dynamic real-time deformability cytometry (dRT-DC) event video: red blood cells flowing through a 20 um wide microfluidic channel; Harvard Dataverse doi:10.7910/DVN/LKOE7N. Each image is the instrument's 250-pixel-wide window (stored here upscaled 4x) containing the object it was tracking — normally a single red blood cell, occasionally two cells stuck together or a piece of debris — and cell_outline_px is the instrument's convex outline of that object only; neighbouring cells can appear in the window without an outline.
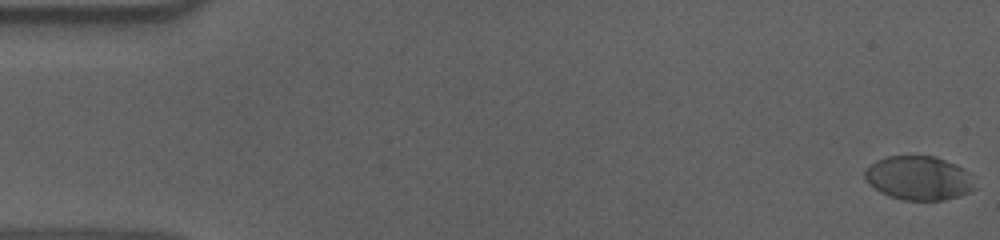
{"species": "human", "species_latin": "Homo sapiens", "temperature_condition": "cold", "stored_images_in_passage": 57, "camera_frame_rate_fps": 3000, "um_per_image_px": 0.085, "donor": {"sex": "male"}, "frame": {"image": 1, "passage_image": 1, "time_ms": 0.0, "image_size_px": [1000, 240], "cell_outline_px": [[976, 188], [968, 192], [944, 200], [904, 200], [888, 196], [880, 192], [864, 176], [864, 172], [876, 160], [888, 156], [936, 156], [956, 164], [964, 168], [968, 172]], "centroid_in_image_um": [78.11, 15.13], "position_along_channel_um": 6.9, "area_um2": 27.92}}
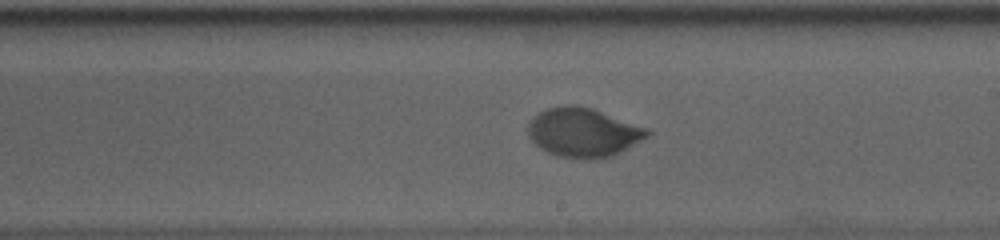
{"frame": {"image": 2, "passage_image": 33, "time_ms": 10.667, "image_size_px": [1000, 240], "cell_outline_px": [[652, 132], [648, 136], [620, 152], [612, 156], [556, 156], [540, 148], [528, 136], [528, 124], [532, 116], [548, 108], [564, 104], [576, 104], [592, 108], [648, 128]], "centroid_in_image_um": [49.55, 11.2], "position_along_channel_um": 239.4, "area_um2": 33.47}}
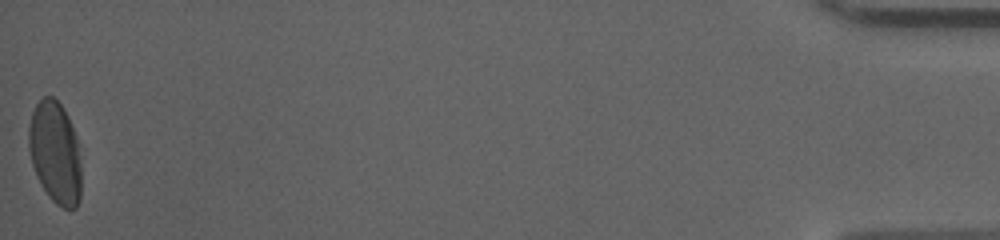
{"frame": {"image": 3, "passage_image": 57, "time_ms": 18.667, "image_size_px": [1000, 240], "cell_outline_px": [[80, 200], [76, 208], [64, 208], [56, 204], [48, 196], [40, 184], [36, 176], [32, 164], [28, 148], [28, 128], [32, 112], [36, 104], [44, 96], [52, 96], [64, 108], [68, 116], [76, 136], [80, 164]], "centroid_in_image_um": [4.67, 12.97], "position_along_channel_um": 430.5, "area_um2": 31.39}, "authors_computed_cell_mechanics": {"area_um2": 32.4258, "velocity_mm_per_s": 3.6159, "shape_relaxation_time_tau1_ms": 3.9221, "shape_relaxation_time_tau2_ms": null, "deformation_change_tau1": 0.152, "deformation_change_tau2": null}}